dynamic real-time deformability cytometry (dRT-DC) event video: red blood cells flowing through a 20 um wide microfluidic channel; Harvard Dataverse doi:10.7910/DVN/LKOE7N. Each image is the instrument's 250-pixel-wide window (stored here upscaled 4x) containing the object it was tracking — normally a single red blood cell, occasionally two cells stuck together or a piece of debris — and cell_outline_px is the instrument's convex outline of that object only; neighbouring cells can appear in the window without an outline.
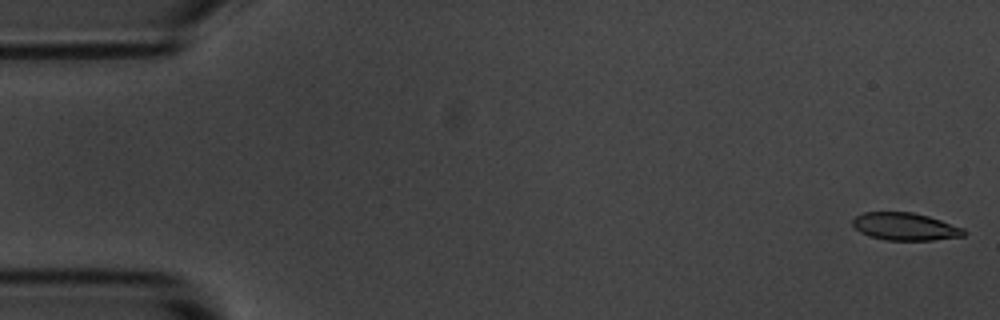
{"species": "common noctule bat (a hibernating species)", "species_latin": "Nyctalus noctula", "temperature_condition": "room temperature", "stored_images_in_passage": 54, "camera_frame_rate_fps": 3000, "um_per_image_px": 0.085, "animal": {"sex": "male", "body_mass_g": 20.1, "forearm_length_mm": 53.5}, "frame": {"image": 1, "passage_image": 1, "time_ms": 0.0, "image_size_px": [1000, 320], "cell_outline_px": [[968, 232], [964, 236], [932, 240], [884, 240], [868, 236], [860, 232], [852, 224], [852, 220], [856, 216], [864, 212], [912, 212], [928, 216], [964, 228]], "centroid_in_image_um": [76.94, 19.26], "position_along_channel_um": 8.1, "area_um2": 17.92}}
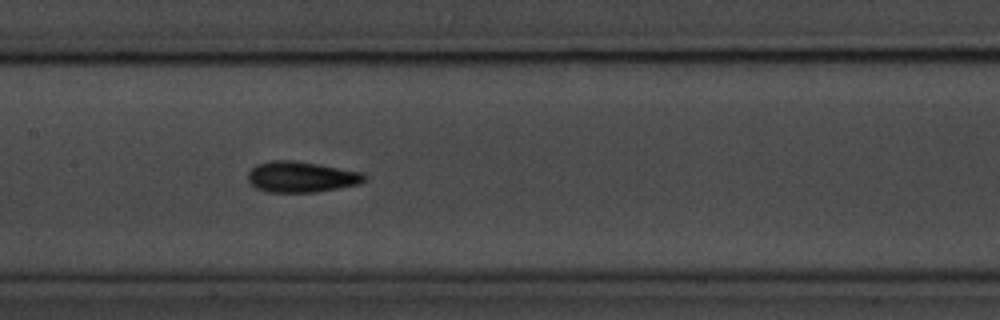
{"frame": {"image": 2, "passage_image": 26, "time_ms": 8.333, "image_size_px": [1000, 320], "cell_outline_px": [[368, 180], [360, 184], [316, 192], [264, 192], [248, 184], [248, 172], [256, 164], [272, 160], [296, 160], [320, 164], [360, 172], [368, 176]], "centroid_in_image_um": [25.6, 15.03], "position_along_channel_um": 181.8, "area_um2": 21.27}}
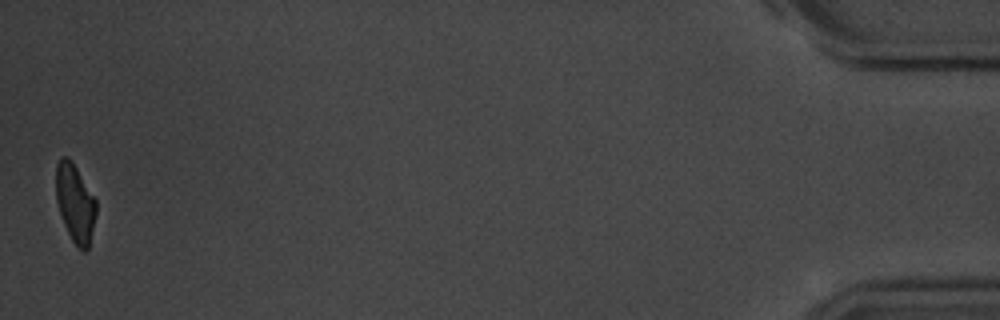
{"frame": {"image": 3, "passage_image": 54, "time_ms": 17.667, "image_size_px": [1000, 320], "cell_outline_px": [[96, 212], [88, 248], [84, 252], [72, 240], [64, 224], [56, 200], [56, 164], [60, 156], [68, 156], [76, 168], [96, 200]], "centroid_in_image_um": [6.37, 17.22], "position_along_channel_um": 428.8, "area_um2": 17.92}, "authors_computed_cell_mechanics": {"area_um2": 19.5942, "velocity_mm_per_s": 3.6617, "shape_relaxation_time_tau1_ms": 3.5537, "shape_relaxation_time_tau2_ms": 1.6442, "deformation_change_tau1": 0.1237, "deformation_change_tau2": 0.0748}}